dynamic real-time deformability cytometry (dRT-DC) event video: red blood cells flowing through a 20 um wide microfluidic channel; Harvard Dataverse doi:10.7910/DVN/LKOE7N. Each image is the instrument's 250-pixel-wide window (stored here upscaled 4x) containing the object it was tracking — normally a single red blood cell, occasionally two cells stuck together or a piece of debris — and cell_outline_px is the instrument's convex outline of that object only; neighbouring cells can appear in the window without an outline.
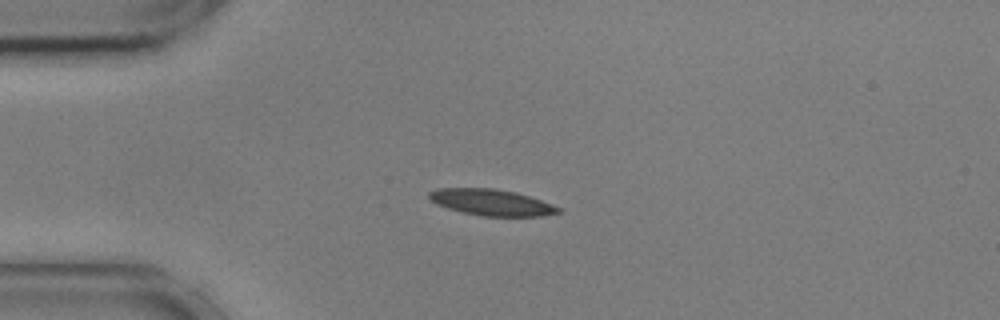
{"species": "common noctule bat (a hibernating species)", "species_latin": "Nyctalus noctula", "temperature_condition": "cold", "stored_images_in_passage": 43, "camera_frame_rate_fps": 3000, "um_per_image_px": 0.085, "animal": {"sex": "male", "body_mass_g": 17.9, "forearm_length_mm": 54.2}, "frame": {"image": 1, "passage_image": 1, "time_ms": 0.0, "image_size_px": [1000, 320], "cell_outline_px": [[564, 212], [540, 216], [480, 216], [460, 212], [436, 204], [428, 200], [428, 192], [436, 188], [492, 188], [516, 192], [564, 208]], "centroid_in_image_um": [41.77, 17.21], "position_along_channel_um": 43.2, "area_um2": 20.06}}
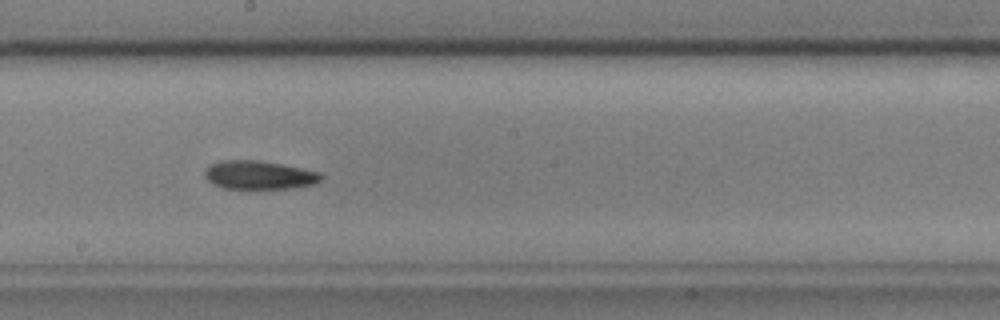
{"frame": {"image": 2, "passage_image": 18, "time_ms": 5.667, "image_size_px": [1000, 320], "cell_outline_px": [[324, 176], [316, 184], [288, 188], [224, 188], [212, 184], [204, 176], [204, 168], [208, 164], [220, 160], [260, 160], [284, 164], [320, 172]], "centroid_in_image_um": [21.99, 14.86], "position_along_channel_um": 226.2, "area_um2": 19.59}}
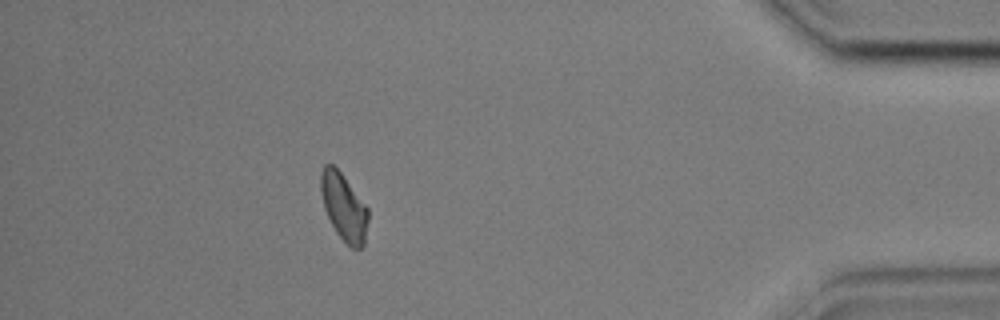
{"frame": {"image": 3, "passage_image": 37, "time_ms": 12.0, "image_size_px": [1000, 320], "cell_outline_px": [[368, 220], [364, 244], [360, 248], [352, 248], [336, 232], [324, 208], [320, 192], [320, 172], [324, 164], [332, 164], [340, 172], [368, 208]], "centroid_in_image_um": [29.2, 17.57], "position_along_channel_um": 406.0, "area_um2": 18.26}, "authors_computed_cell_mechanics": {"area_um2": 19.363, "velocity_mm_per_s": 3.5863, "shape_relaxation_time_tau1_ms": 10.771, "shape_relaxation_time_tau2_ms": 10.9045, "deformation_change_tau1": 0.1683, "deformation_change_tau2": 0.2142}}